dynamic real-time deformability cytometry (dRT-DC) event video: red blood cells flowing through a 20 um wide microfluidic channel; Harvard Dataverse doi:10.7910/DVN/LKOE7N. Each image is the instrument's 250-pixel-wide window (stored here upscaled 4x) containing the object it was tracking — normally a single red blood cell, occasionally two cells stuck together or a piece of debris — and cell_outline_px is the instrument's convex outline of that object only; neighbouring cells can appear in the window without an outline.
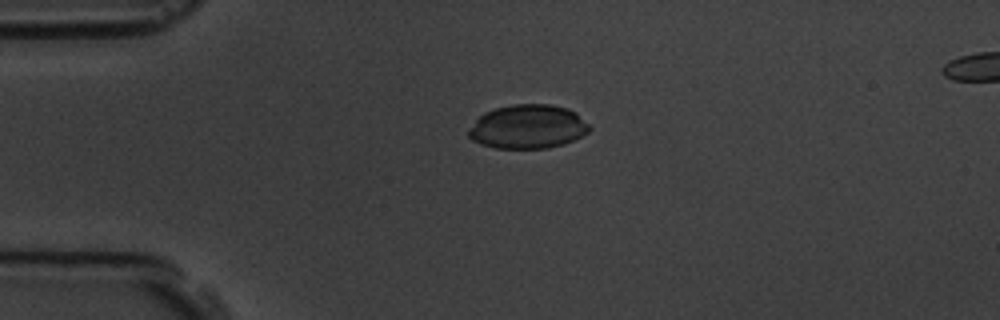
{"species": "common noctule bat (a hibernating species)", "species_latin": "Nyctalus noctula", "temperature_condition": "room temperature", "stored_images_in_passage": 6, "camera_frame_rate_fps": 3000, "um_per_image_px": 0.085, "animal": {"sex": "male", "body_mass_g": 19.5, "forearm_length_mm": 54.6}, "frame": {"image": 1, "passage_image": 4, "time_ms": 3.333, "image_size_px": [1000, 320], "cell_outline_px": [[592, 128], [588, 132], [564, 144], [548, 148], [496, 148], [480, 144], [472, 140], [468, 136], [468, 132], [476, 120], [484, 112], [496, 108], [512, 104], [552, 104], [568, 108], [576, 112]], "centroid_in_image_um": [44.88, 10.76], "position_along_channel_um": 40.1, "area_um2": 30.92}}